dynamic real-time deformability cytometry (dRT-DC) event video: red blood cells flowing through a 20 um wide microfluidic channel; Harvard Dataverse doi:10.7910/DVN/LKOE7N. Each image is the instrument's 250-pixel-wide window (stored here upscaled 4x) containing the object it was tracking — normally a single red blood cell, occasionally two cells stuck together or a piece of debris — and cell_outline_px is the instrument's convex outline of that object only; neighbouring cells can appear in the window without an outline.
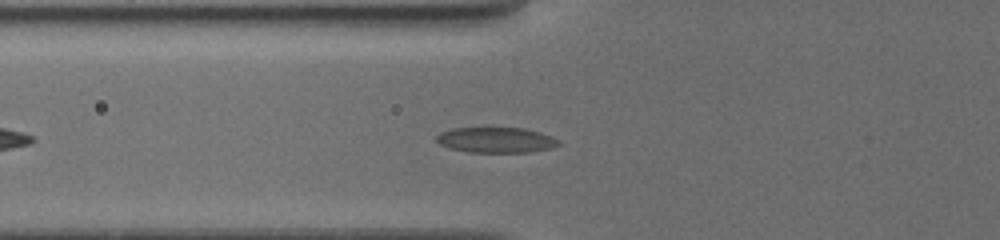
{"species": "common noctule bat (a hibernating species)", "species_latin": "Nyctalus noctula", "temperature_condition": "cold", "stored_images_in_passage": 41, "camera_frame_rate_fps": 3000, "um_per_image_px": 0.085, "animal": {"sex": "female", "body_mass_g": 19.5, "forearm_length_mm": 54.1}, "frame": {"image": 1, "passage_image": 8, "time_ms": 2.333, "image_size_px": [1000, 240], "cell_outline_px": [[560, 144], [552, 148], [532, 152], [468, 152], [448, 148], [440, 144], [436, 140], [436, 136], [440, 132], [452, 128], [524, 128], [540, 132], [552, 136], [560, 140]], "centroid_in_image_um": [42.18, 11.9], "position_along_channel_um": 83.6, "area_um2": 18.26}}
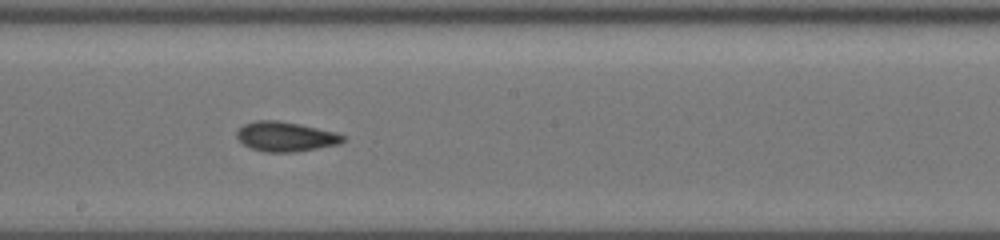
{"frame": {"image": 2, "passage_image": 19, "time_ms": 6.0, "image_size_px": [1000, 240], "cell_outline_px": [[344, 140], [340, 144], [296, 152], [264, 152], [252, 148], [244, 144], [236, 136], [236, 132], [244, 124], [256, 120], [276, 120], [300, 124], [336, 132], [344, 136]], "centroid_in_image_um": [24.28, 11.61], "position_along_channel_um": 223.9, "area_um2": 18.32}}
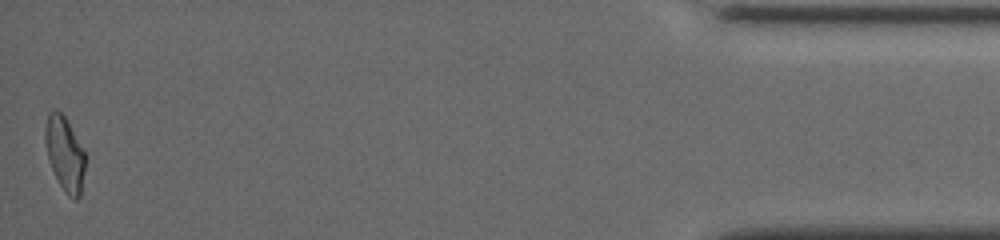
{"frame": {"image": 3, "passage_image": 41, "time_ms": 13.333, "image_size_px": [1000, 240], "cell_outline_px": [[84, 168], [80, 196], [76, 200], [72, 200], [64, 192], [52, 168], [48, 156], [44, 136], [44, 128], [48, 112], [56, 108], [64, 116], [84, 152]], "centroid_in_image_um": [5.48, 13.07], "position_along_channel_um": 429.7, "area_um2": 16.94}, "authors_computed_cell_mechanics": {"area_um2": 18.0914, "velocity_mm_per_s": 3.8245, "shape_relaxation_time_tau1_ms": 7.2558, "shape_relaxation_time_tau2_ms": 2.0322, "deformation_change_tau1": 0.1753, "deformation_change_tau2": 0.087}}